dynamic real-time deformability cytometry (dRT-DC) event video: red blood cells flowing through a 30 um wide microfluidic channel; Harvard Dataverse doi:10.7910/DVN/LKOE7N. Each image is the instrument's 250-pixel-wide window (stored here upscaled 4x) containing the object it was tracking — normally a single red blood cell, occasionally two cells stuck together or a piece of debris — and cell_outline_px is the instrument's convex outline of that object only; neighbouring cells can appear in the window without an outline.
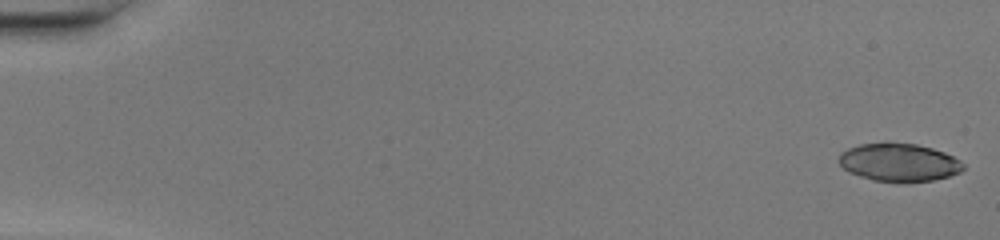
{"species": "common noctule bat (a hibernating species)", "species_latin": "Nyctalus noctula", "temperature_condition": "warm", "stored_images_in_passage": 48, "camera_frame_rate_fps": 3000, "um_per_image_px": 0.085, "animal": {"sex": "female", "body_mass_g": 20.0, "forearm_length_mm": 54.0}, "frame": {"image": 1, "passage_image": 1, "time_ms": 0.0, "image_size_px": [1000, 240], "cell_outline_px": [[964, 168], [960, 172], [948, 176], [932, 180], [872, 180], [848, 172], [840, 164], [840, 152], [848, 148], [860, 144], [884, 140], [888, 140], [916, 144], [932, 148], [944, 152], [960, 160], [964, 164]], "centroid_in_image_um": [76.39, 13.74], "position_along_channel_um": 8.6, "area_um2": 27.51}}